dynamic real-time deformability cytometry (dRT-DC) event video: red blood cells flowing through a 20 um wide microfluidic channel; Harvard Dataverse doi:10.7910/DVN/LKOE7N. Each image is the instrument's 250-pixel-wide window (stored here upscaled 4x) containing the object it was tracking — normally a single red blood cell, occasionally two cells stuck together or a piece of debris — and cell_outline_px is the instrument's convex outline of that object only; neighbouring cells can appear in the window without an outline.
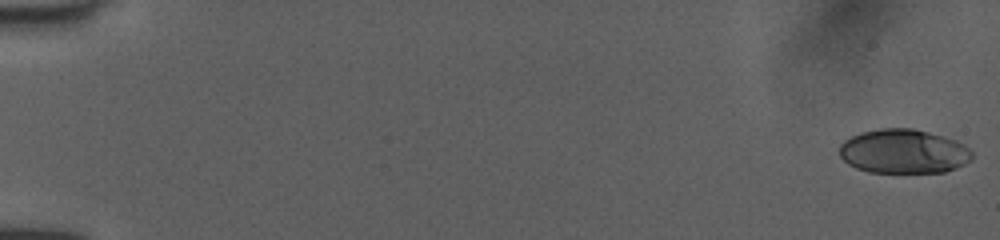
{"species": "human", "species_latin": "Homo sapiens", "temperature_condition": "room temperature", "stored_images_in_passage": 52, "camera_frame_rate_fps": 3000, "um_per_image_px": 0.085, "donor": {"sex": "female"}, "frame": {"image": 1, "passage_image": 1, "time_ms": 0.0, "image_size_px": [1000, 240], "cell_outline_px": [[972, 160], [956, 168], [944, 172], [868, 172], [856, 168], [848, 164], [840, 156], [840, 144], [844, 140], [860, 132], [880, 128], [912, 128], [928, 132], [956, 140], [964, 144], [972, 152]], "centroid_in_image_um": [76.8, 12.87], "position_along_channel_um": 8.2, "area_um2": 34.22}}
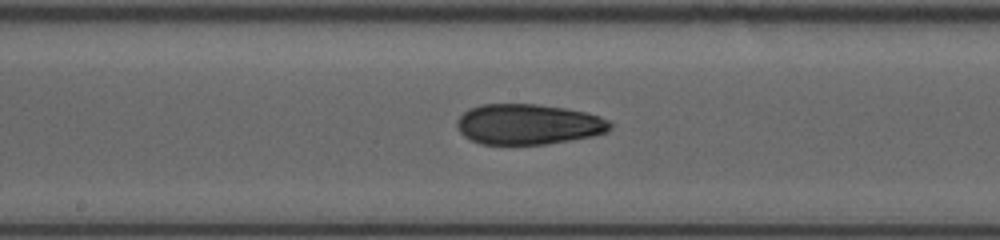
{"frame": {"image": 2, "passage_image": 29, "time_ms": 9.333, "image_size_px": [1000, 240], "cell_outline_px": [[612, 128], [608, 132], [592, 136], [544, 144], [480, 144], [464, 136], [460, 132], [456, 124], [456, 120], [468, 108], [480, 104], [536, 104], [564, 108], [584, 112], [600, 116], [608, 120], [612, 124]], "centroid_in_image_um": [44.89, 10.56], "position_along_channel_um": 203.3, "area_um2": 36.13}}
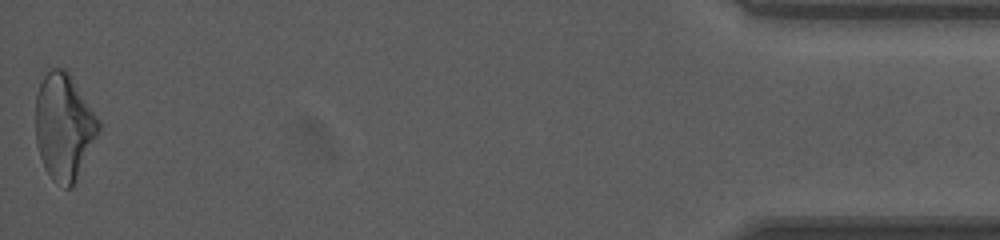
{"frame": {"image": 3, "passage_image": 52, "time_ms": 17.0, "image_size_px": [1000, 240], "cell_outline_px": [[100, 132], [72, 188], [64, 188], [56, 184], [52, 180], [40, 156], [36, 144], [36, 96], [40, 84], [44, 76], [52, 68], [64, 68], [72, 76], [100, 120]], "centroid_in_image_um": [5.46, 10.78], "position_along_channel_um": 429.7, "area_um2": 39.19}, "authors_computed_cell_mechanics": {"area_um2": 36.0961, "velocity_mm_per_s": 4.0524, "shape_relaxation_time_tau1_ms": 8.9864, "shape_relaxation_time_tau2_ms": 3.9199, "deformation_change_tau1": 0.233, "deformation_change_tau2": 0.1132}}